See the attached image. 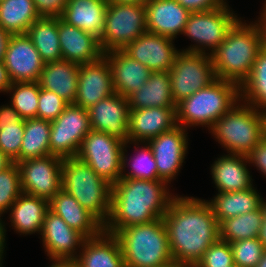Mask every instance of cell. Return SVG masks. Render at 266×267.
Wrapping results in <instances>:
<instances>
[{
  "label": "cell",
  "mask_w": 266,
  "mask_h": 267,
  "mask_svg": "<svg viewBox=\"0 0 266 267\" xmlns=\"http://www.w3.org/2000/svg\"><path fill=\"white\" fill-rule=\"evenodd\" d=\"M9 124H25V120L11 104L0 106V128Z\"/></svg>",
  "instance_id": "cell-47"
},
{
  "label": "cell",
  "mask_w": 266,
  "mask_h": 267,
  "mask_svg": "<svg viewBox=\"0 0 266 267\" xmlns=\"http://www.w3.org/2000/svg\"><path fill=\"white\" fill-rule=\"evenodd\" d=\"M238 101L210 129L227 153L248 155L266 135L265 113Z\"/></svg>",
  "instance_id": "cell-7"
},
{
  "label": "cell",
  "mask_w": 266,
  "mask_h": 267,
  "mask_svg": "<svg viewBox=\"0 0 266 267\" xmlns=\"http://www.w3.org/2000/svg\"><path fill=\"white\" fill-rule=\"evenodd\" d=\"M22 192L48 202L62 189V158L49 155L17 162Z\"/></svg>",
  "instance_id": "cell-13"
},
{
  "label": "cell",
  "mask_w": 266,
  "mask_h": 267,
  "mask_svg": "<svg viewBox=\"0 0 266 267\" xmlns=\"http://www.w3.org/2000/svg\"><path fill=\"white\" fill-rule=\"evenodd\" d=\"M247 156L249 164L253 163L266 176V135Z\"/></svg>",
  "instance_id": "cell-46"
},
{
  "label": "cell",
  "mask_w": 266,
  "mask_h": 267,
  "mask_svg": "<svg viewBox=\"0 0 266 267\" xmlns=\"http://www.w3.org/2000/svg\"><path fill=\"white\" fill-rule=\"evenodd\" d=\"M174 39L145 32L122 49L132 59L145 65L151 72H169L181 52L174 46Z\"/></svg>",
  "instance_id": "cell-16"
},
{
  "label": "cell",
  "mask_w": 266,
  "mask_h": 267,
  "mask_svg": "<svg viewBox=\"0 0 266 267\" xmlns=\"http://www.w3.org/2000/svg\"><path fill=\"white\" fill-rule=\"evenodd\" d=\"M4 222H2L1 218H0V265L2 266V258H3V253H4V249H5V232H6V229L4 226L6 225H3Z\"/></svg>",
  "instance_id": "cell-53"
},
{
  "label": "cell",
  "mask_w": 266,
  "mask_h": 267,
  "mask_svg": "<svg viewBox=\"0 0 266 267\" xmlns=\"http://www.w3.org/2000/svg\"><path fill=\"white\" fill-rule=\"evenodd\" d=\"M50 267H79L75 259L53 260Z\"/></svg>",
  "instance_id": "cell-52"
},
{
  "label": "cell",
  "mask_w": 266,
  "mask_h": 267,
  "mask_svg": "<svg viewBox=\"0 0 266 267\" xmlns=\"http://www.w3.org/2000/svg\"><path fill=\"white\" fill-rule=\"evenodd\" d=\"M262 47V33L258 23L247 24L239 19L211 54L217 78L231 81L240 87L249 77Z\"/></svg>",
  "instance_id": "cell-3"
},
{
  "label": "cell",
  "mask_w": 266,
  "mask_h": 267,
  "mask_svg": "<svg viewBox=\"0 0 266 267\" xmlns=\"http://www.w3.org/2000/svg\"><path fill=\"white\" fill-rule=\"evenodd\" d=\"M240 101L239 86L217 78L210 85L198 90L177 104V123L183 128L207 126L210 130L215 121Z\"/></svg>",
  "instance_id": "cell-6"
},
{
  "label": "cell",
  "mask_w": 266,
  "mask_h": 267,
  "mask_svg": "<svg viewBox=\"0 0 266 267\" xmlns=\"http://www.w3.org/2000/svg\"><path fill=\"white\" fill-rule=\"evenodd\" d=\"M145 8L147 32L172 39L183 33L190 15L176 0H148Z\"/></svg>",
  "instance_id": "cell-22"
},
{
  "label": "cell",
  "mask_w": 266,
  "mask_h": 267,
  "mask_svg": "<svg viewBox=\"0 0 266 267\" xmlns=\"http://www.w3.org/2000/svg\"><path fill=\"white\" fill-rule=\"evenodd\" d=\"M21 193L20 171L17 163L13 162L0 171V217L10 209Z\"/></svg>",
  "instance_id": "cell-39"
},
{
  "label": "cell",
  "mask_w": 266,
  "mask_h": 267,
  "mask_svg": "<svg viewBox=\"0 0 266 267\" xmlns=\"http://www.w3.org/2000/svg\"><path fill=\"white\" fill-rule=\"evenodd\" d=\"M230 267H239L237 264H232Z\"/></svg>",
  "instance_id": "cell-58"
},
{
  "label": "cell",
  "mask_w": 266,
  "mask_h": 267,
  "mask_svg": "<svg viewBox=\"0 0 266 267\" xmlns=\"http://www.w3.org/2000/svg\"><path fill=\"white\" fill-rule=\"evenodd\" d=\"M107 57L115 93L128 97L144 85L151 71L137 60L132 59L123 50H112L104 53Z\"/></svg>",
  "instance_id": "cell-23"
},
{
  "label": "cell",
  "mask_w": 266,
  "mask_h": 267,
  "mask_svg": "<svg viewBox=\"0 0 266 267\" xmlns=\"http://www.w3.org/2000/svg\"><path fill=\"white\" fill-rule=\"evenodd\" d=\"M262 11L257 23L261 29L263 46L266 47V11L264 9Z\"/></svg>",
  "instance_id": "cell-51"
},
{
  "label": "cell",
  "mask_w": 266,
  "mask_h": 267,
  "mask_svg": "<svg viewBox=\"0 0 266 267\" xmlns=\"http://www.w3.org/2000/svg\"><path fill=\"white\" fill-rule=\"evenodd\" d=\"M255 267H266V249L263 252L262 258Z\"/></svg>",
  "instance_id": "cell-56"
},
{
  "label": "cell",
  "mask_w": 266,
  "mask_h": 267,
  "mask_svg": "<svg viewBox=\"0 0 266 267\" xmlns=\"http://www.w3.org/2000/svg\"><path fill=\"white\" fill-rule=\"evenodd\" d=\"M173 261L194 267L220 238L219 223L206 200L175 196L162 217Z\"/></svg>",
  "instance_id": "cell-1"
},
{
  "label": "cell",
  "mask_w": 266,
  "mask_h": 267,
  "mask_svg": "<svg viewBox=\"0 0 266 267\" xmlns=\"http://www.w3.org/2000/svg\"><path fill=\"white\" fill-rule=\"evenodd\" d=\"M80 250L75 259L79 267H125L120 243L113 234L103 231L97 237L86 238Z\"/></svg>",
  "instance_id": "cell-25"
},
{
  "label": "cell",
  "mask_w": 266,
  "mask_h": 267,
  "mask_svg": "<svg viewBox=\"0 0 266 267\" xmlns=\"http://www.w3.org/2000/svg\"><path fill=\"white\" fill-rule=\"evenodd\" d=\"M25 124H9L0 128V150L13 162H18Z\"/></svg>",
  "instance_id": "cell-42"
},
{
  "label": "cell",
  "mask_w": 266,
  "mask_h": 267,
  "mask_svg": "<svg viewBox=\"0 0 266 267\" xmlns=\"http://www.w3.org/2000/svg\"><path fill=\"white\" fill-rule=\"evenodd\" d=\"M262 225L261 207L255 211L224 220L219 225L220 239L229 243L257 238Z\"/></svg>",
  "instance_id": "cell-36"
},
{
  "label": "cell",
  "mask_w": 266,
  "mask_h": 267,
  "mask_svg": "<svg viewBox=\"0 0 266 267\" xmlns=\"http://www.w3.org/2000/svg\"><path fill=\"white\" fill-rule=\"evenodd\" d=\"M50 130L51 123L49 121L38 118L25 119V129L18 162L49 156Z\"/></svg>",
  "instance_id": "cell-34"
},
{
  "label": "cell",
  "mask_w": 266,
  "mask_h": 267,
  "mask_svg": "<svg viewBox=\"0 0 266 267\" xmlns=\"http://www.w3.org/2000/svg\"><path fill=\"white\" fill-rule=\"evenodd\" d=\"M125 267H165L173 263L162 218L118 230Z\"/></svg>",
  "instance_id": "cell-4"
},
{
  "label": "cell",
  "mask_w": 266,
  "mask_h": 267,
  "mask_svg": "<svg viewBox=\"0 0 266 267\" xmlns=\"http://www.w3.org/2000/svg\"><path fill=\"white\" fill-rule=\"evenodd\" d=\"M40 88L38 82H13L8 88L7 93L13 92L10 104L22 119L37 118Z\"/></svg>",
  "instance_id": "cell-38"
},
{
  "label": "cell",
  "mask_w": 266,
  "mask_h": 267,
  "mask_svg": "<svg viewBox=\"0 0 266 267\" xmlns=\"http://www.w3.org/2000/svg\"><path fill=\"white\" fill-rule=\"evenodd\" d=\"M40 235H42L45 252L51 261L76 259L78 255L76 250L86 239L50 209L46 213Z\"/></svg>",
  "instance_id": "cell-20"
},
{
  "label": "cell",
  "mask_w": 266,
  "mask_h": 267,
  "mask_svg": "<svg viewBox=\"0 0 266 267\" xmlns=\"http://www.w3.org/2000/svg\"><path fill=\"white\" fill-rule=\"evenodd\" d=\"M10 34L0 27V60H4Z\"/></svg>",
  "instance_id": "cell-50"
},
{
  "label": "cell",
  "mask_w": 266,
  "mask_h": 267,
  "mask_svg": "<svg viewBox=\"0 0 266 267\" xmlns=\"http://www.w3.org/2000/svg\"><path fill=\"white\" fill-rule=\"evenodd\" d=\"M261 213H262V225L260 227L257 238L262 243L264 249H266V202L263 198L261 200Z\"/></svg>",
  "instance_id": "cell-48"
},
{
  "label": "cell",
  "mask_w": 266,
  "mask_h": 267,
  "mask_svg": "<svg viewBox=\"0 0 266 267\" xmlns=\"http://www.w3.org/2000/svg\"><path fill=\"white\" fill-rule=\"evenodd\" d=\"M165 267H184V266L176 264L175 262H173V263H171V264H169V265H167Z\"/></svg>",
  "instance_id": "cell-57"
},
{
  "label": "cell",
  "mask_w": 266,
  "mask_h": 267,
  "mask_svg": "<svg viewBox=\"0 0 266 267\" xmlns=\"http://www.w3.org/2000/svg\"><path fill=\"white\" fill-rule=\"evenodd\" d=\"M263 9L266 11V1H265V4H264V8Z\"/></svg>",
  "instance_id": "cell-59"
},
{
  "label": "cell",
  "mask_w": 266,
  "mask_h": 267,
  "mask_svg": "<svg viewBox=\"0 0 266 267\" xmlns=\"http://www.w3.org/2000/svg\"><path fill=\"white\" fill-rule=\"evenodd\" d=\"M190 13L208 11L220 8L226 4L225 0H176Z\"/></svg>",
  "instance_id": "cell-45"
},
{
  "label": "cell",
  "mask_w": 266,
  "mask_h": 267,
  "mask_svg": "<svg viewBox=\"0 0 266 267\" xmlns=\"http://www.w3.org/2000/svg\"><path fill=\"white\" fill-rule=\"evenodd\" d=\"M39 52L42 60L54 62L62 59L58 34V17H40L26 33Z\"/></svg>",
  "instance_id": "cell-32"
},
{
  "label": "cell",
  "mask_w": 266,
  "mask_h": 267,
  "mask_svg": "<svg viewBox=\"0 0 266 267\" xmlns=\"http://www.w3.org/2000/svg\"><path fill=\"white\" fill-rule=\"evenodd\" d=\"M49 209L85 238L97 237L104 231V225L63 189L49 201Z\"/></svg>",
  "instance_id": "cell-24"
},
{
  "label": "cell",
  "mask_w": 266,
  "mask_h": 267,
  "mask_svg": "<svg viewBox=\"0 0 266 267\" xmlns=\"http://www.w3.org/2000/svg\"><path fill=\"white\" fill-rule=\"evenodd\" d=\"M239 91L240 102L244 99L250 106L266 113V47L259 50L250 75L239 87Z\"/></svg>",
  "instance_id": "cell-35"
},
{
  "label": "cell",
  "mask_w": 266,
  "mask_h": 267,
  "mask_svg": "<svg viewBox=\"0 0 266 267\" xmlns=\"http://www.w3.org/2000/svg\"><path fill=\"white\" fill-rule=\"evenodd\" d=\"M167 183L162 180L120 178L112 186L111 209L104 232L118 230L162 218L172 199Z\"/></svg>",
  "instance_id": "cell-2"
},
{
  "label": "cell",
  "mask_w": 266,
  "mask_h": 267,
  "mask_svg": "<svg viewBox=\"0 0 266 267\" xmlns=\"http://www.w3.org/2000/svg\"><path fill=\"white\" fill-rule=\"evenodd\" d=\"M127 99L129 109L177 107L172 96L170 75L166 71L152 72L147 82Z\"/></svg>",
  "instance_id": "cell-30"
},
{
  "label": "cell",
  "mask_w": 266,
  "mask_h": 267,
  "mask_svg": "<svg viewBox=\"0 0 266 267\" xmlns=\"http://www.w3.org/2000/svg\"><path fill=\"white\" fill-rule=\"evenodd\" d=\"M51 123L50 155L60 158L76 157L84 137L91 130L88 110L68 104Z\"/></svg>",
  "instance_id": "cell-12"
},
{
  "label": "cell",
  "mask_w": 266,
  "mask_h": 267,
  "mask_svg": "<svg viewBox=\"0 0 266 267\" xmlns=\"http://www.w3.org/2000/svg\"><path fill=\"white\" fill-rule=\"evenodd\" d=\"M186 130L178 125L146 142L152 149L159 180L167 184L175 179L187 154Z\"/></svg>",
  "instance_id": "cell-15"
},
{
  "label": "cell",
  "mask_w": 266,
  "mask_h": 267,
  "mask_svg": "<svg viewBox=\"0 0 266 267\" xmlns=\"http://www.w3.org/2000/svg\"><path fill=\"white\" fill-rule=\"evenodd\" d=\"M172 96L177 105L216 79L211 55L181 51L169 71Z\"/></svg>",
  "instance_id": "cell-11"
},
{
  "label": "cell",
  "mask_w": 266,
  "mask_h": 267,
  "mask_svg": "<svg viewBox=\"0 0 266 267\" xmlns=\"http://www.w3.org/2000/svg\"><path fill=\"white\" fill-rule=\"evenodd\" d=\"M4 64L11 82H37L45 62L27 34L10 35Z\"/></svg>",
  "instance_id": "cell-14"
},
{
  "label": "cell",
  "mask_w": 266,
  "mask_h": 267,
  "mask_svg": "<svg viewBox=\"0 0 266 267\" xmlns=\"http://www.w3.org/2000/svg\"><path fill=\"white\" fill-rule=\"evenodd\" d=\"M145 32V4L108 1L104 28L99 39L104 53L124 49Z\"/></svg>",
  "instance_id": "cell-8"
},
{
  "label": "cell",
  "mask_w": 266,
  "mask_h": 267,
  "mask_svg": "<svg viewBox=\"0 0 266 267\" xmlns=\"http://www.w3.org/2000/svg\"><path fill=\"white\" fill-rule=\"evenodd\" d=\"M41 17H58L63 14L69 0H33Z\"/></svg>",
  "instance_id": "cell-44"
},
{
  "label": "cell",
  "mask_w": 266,
  "mask_h": 267,
  "mask_svg": "<svg viewBox=\"0 0 266 267\" xmlns=\"http://www.w3.org/2000/svg\"><path fill=\"white\" fill-rule=\"evenodd\" d=\"M40 17L33 0L0 2V27L10 35L26 34L28 28Z\"/></svg>",
  "instance_id": "cell-33"
},
{
  "label": "cell",
  "mask_w": 266,
  "mask_h": 267,
  "mask_svg": "<svg viewBox=\"0 0 266 267\" xmlns=\"http://www.w3.org/2000/svg\"><path fill=\"white\" fill-rule=\"evenodd\" d=\"M129 111L128 99L113 93L88 109L91 130L128 142Z\"/></svg>",
  "instance_id": "cell-19"
},
{
  "label": "cell",
  "mask_w": 266,
  "mask_h": 267,
  "mask_svg": "<svg viewBox=\"0 0 266 267\" xmlns=\"http://www.w3.org/2000/svg\"><path fill=\"white\" fill-rule=\"evenodd\" d=\"M107 5L108 0H69L60 18L100 39Z\"/></svg>",
  "instance_id": "cell-28"
},
{
  "label": "cell",
  "mask_w": 266,
  "mask_h": 267,
  "mask_svg": "<svg viewBox=\"0 0 266 267\" xmlns=\"http://www.w3.org/2000/svg\"><path fill=\"white\" fill-rule=\"evenodd\" d=\"M261 200V195L252 187L237 192H218L214 199L206 201L220 225L224 220L259 209Z\"/></svg>",
  "instance_id": "cell-31"
},
{
  "label": "cell",
  "mask_w": 266,
  "mask_h": 267,
  "mask_svg": "<svg viewBox=\"0 0 266 267\" xmlns=\"http://www.w3.org/2000/svg\"><path fill=\"white\" fill-rule=\"evenodd\" d=\"M117 3H142L145 4L148 0H108Z\"/></svg>",
  "instance_id": "cell-55"
},
{
  "label": "cell",
  "mask_w": 266,
  "mask_h": 267,
  "mask_svg": "<svg viewBox=\"0 0 266 267\" xmlns=\"http://www.w3.org/2000/svg\"><path fill=\"white\" fill-rule=\"evenodd\" d=\"M115 93L110 63L105 55L79 66L75 105L89 109L100 100Z\"/></svg>",
  "instance_id": "cell-17"
},
{
  "label": "cell",
  "mask_w": 266,
  "mask_h": 267,
  "mask_svg": "<svg viewBox=\"0 0 266 267\" xmlns=\"http://www.w3.org/2000/svg\"><path fill=\"white\" fill-rule=\"evenodd\" d=\"M124 144L108 133L90 130L82 140L76 157L113 186L121 178Z\"/></svg>",
  "instance_id": "cell-10"
},
{
  "label": "cell",
  "mask_w": 266,
  "mask_h": 267,
  "mask_svg": "<svg viewBox=\"0 0 266 267\" xmlns=\"http://www.w3.org/2000/svg\"><path fill=\"white\" fill-rule=\"evenodd\" d=\"M62 59L83 65L100 59L104 52L99 38L58 18Z\"/></svg>",
  "instance_id": "cell-21"
},
{
  "label": "cell",
  "mask_w": 266,
  "mask_h": 267,
  "mask_svg": "<svg viewBox=\"0 0 266 267\" xmlns=\"http://www.w3.org/2000/svg\"><path fill=\"white\" fill-rule=\"evenodd\" d=\"M79 66L64 59L47 62L37 82L42 89L52 91L68 104H73L78 88Z\"/></svg>",
  "instance_id": "cell-27"
},
{
  "label": "cell",
  "mask_w": 266,
  "mask_h": 267,
  "mask_svg": "<svg viewBox=\"0 0 266 267\" xmlns=\"http://www.w3.org/2000/svg\"><path fill=\"white\" fill-rule=\"evenodd\" d=\"M11 80L9 78L7 69L4 64V60H0V92H6L11 86Z\"/></svg>",
  "instance_id": "cell-49"
},
{
  "label": "cell",
  "mask_w": 266,
  "mask_h": 267,
  "mask_svg": "<svg viewBox=\"0 0 266 267\" xmlns=\"http://www.w3.org/2000/svg\"><path fill=\"white\" fill-rule=\"evenodd\" d=\"M10 222L16 232L21 234H40L49 202L37 196L21 193L10 207Z\"/></svg>",
  "instance_id": "cell-29"
},
{
  "label": "cell",
  "mask_w": 266,
  "mask_h": 267,
  "mask_svg": "<svg viewBox=\"0 0 266 267\" xmlns=\"http://www.w3.org/2000/svg\"><path fill=\"white\" fill-rule=\"evenodd\" d=\"M68 103L56 93L40 88L37 118L54 121L67 107Z\"/></svg>",
  "instance_id": "cell-43"
},
{
  "label": "cell",
  "mask_w": 266,
  "mask_h": 267,
  "mask_svg": "<svg viewBox=\"0 0 266 267\" xmlns=\"http://www.w3.org/2000/svg\"><path fill=\"white\" fill-rule=\"evenodd\" d=\"M178 126L177 107L130 109L128 142L139 146ZM144 142V143H143Z\"/></svg>",
  "instance_id": "cell-18"
},
{
  "label": "cell",
  "mask_w": 266,
  "mask_h": 267,
  "mask_svg": "<svg viewBox=\"0 0 266 267\" xmlns=\"http://www.w3.org/2000/svg\"><path fill=\"white\" fill-rule=\"evenodd\" d=\"M13 161L9 159L1 150H0V171L9 167Z\"/></svg>",
  "instance_id": "cell-54"
},
{
  "label": "cell",
  "mask_w": 266,
  "mask_h": 267,
  "mask_svg": "<svg viewBox=\"0 0 266 267\" xmlns=\"http://www.w3.org/2000/svg\"><path fill=\"white\" fill-rule=\"evenodd\" d=\"M62 189L103 225L111 209L112 185L77 157L62 159Z\"/></svg>",
  "instance_id": "cell-5"
},
{
  "label": "cell",
  "mask_w": 266,
  "mask_h": 267,
  "mask_svg": "<svg viewBox=\"0 0 266 267\" xmlns=\"http://www.w3.org/2000/svg\"><path fill=\"white\" fill-rule=\"evenodd\" d=\"M233 262L239 267H255L262 258L264 247L258 238H249L230 243Z\"/></svg>",
  "instance_id": "cell-40"
},
{
  "label": "cell",
  "mask_w": 266,
  "mask_h": 267,
  "mask_svg": "<svg viewBox=\"0 0 266 267\" xmlns=\"http://www.w3.org/2000/svg\"><path fill=\"white\" fill-rule=\"evenodd\" d=\"M128 143L125 142L124 149L122 153V167H121V178H128V179H142V180H159L158 176V169L156 166V161L153 156V152L149 144L145 142L144 146L140 150H137L138 147H136V151H138V154L135 155V158L127 159V155L125 153L126 146ZM131 161V164L129 162ZM128 162V164H127ZM126 165L130 168L131 171L128 173L125 172Z\"/></svg>",
  "instance_id": "cell-37"
},
{
  "label": "cell",
  "mask_w": 266,
  "mask_h": 267,
  "mask_svg": "<svg viewBox=\"0 0 266 267\" xmlns=\"http://www.w3.org/2000/svg\"><path fill=\"white\" fill-rule=\"evenodd\" d=\"M233 262V252L229 242L220 238L204 253L194 267H230Z\"/></svg>",
  "instance_id": "cell-41"
},
{
  "label": "cell",
  "mask_w": 266,
  "mask_h": 267,
  "mask_svg": "<svg viewBox=\"0 0 266 267\" xmlns=\"http://www.w3.org/2000/svg\"><path fill=\"white\" fill-rule=\"evenodd\" d=\"M248 156L241 154L223 155L211 165V175L218 192H237L253 187L252 176L247 169Z\"/></svg>",
  "instance_id": "cell-26"
},
{
  "label": "cell",
  "mask_w": 266,
  "mask_h": 267,
  "mask_svg": "<svg viewBox=\"0 0 266 267\" xmlns=\"http://www.w3.org/2000/svg\"><path fill=\"white\" fill-rule=\"evenodd\" d=\"M228 4L208 10L190 13L182 34L188 36L197 44L189 46L181 51L189 53L211 55L224 41L228 31L234 26L239 18L230 10ZM206 48V50H204Z\"/></svg>",
  "instance_id": "cell-9"
}]
</instances>
